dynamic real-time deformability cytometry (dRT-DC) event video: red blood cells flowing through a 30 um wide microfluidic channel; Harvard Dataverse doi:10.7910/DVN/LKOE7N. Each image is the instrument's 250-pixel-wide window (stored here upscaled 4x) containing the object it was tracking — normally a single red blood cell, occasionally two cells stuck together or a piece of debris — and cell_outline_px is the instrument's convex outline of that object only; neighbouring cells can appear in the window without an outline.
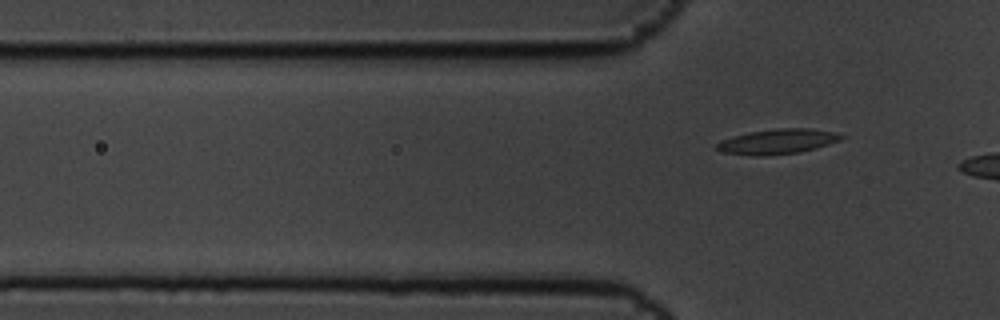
{"species": "common noctule bat (a hibernating species)", "species_latin": "Nyctalus noctula", "temperature_condition": "cold", "stored_images_in_passage": 6, "segment_of_instrument_passage": [2, 2], "camera_frame_rate_fps": 3000, "um_per_image_px": 0.085, "animal": {"sex": "male", "body_mass_g": 19.5, "forearm_length_mm": 54.6}, "frame": {"image": 1, "passage_image": 6, "time_ms": 1.667, "image_size_px": [1000, 320], "cell_outline_px": [[844, 136], [840, 140], [816, 148], [800, 152], [764, 156], [756, 156], [720, 152], [716, 148], [716, 144], [720, 140], [748, 132], [776, 128], [812, 128], [836, 132]], "centroid_in_image_um": [66.07, 12.03], "position_along_channel_um": 59.7, "area_um2": 18.26}}